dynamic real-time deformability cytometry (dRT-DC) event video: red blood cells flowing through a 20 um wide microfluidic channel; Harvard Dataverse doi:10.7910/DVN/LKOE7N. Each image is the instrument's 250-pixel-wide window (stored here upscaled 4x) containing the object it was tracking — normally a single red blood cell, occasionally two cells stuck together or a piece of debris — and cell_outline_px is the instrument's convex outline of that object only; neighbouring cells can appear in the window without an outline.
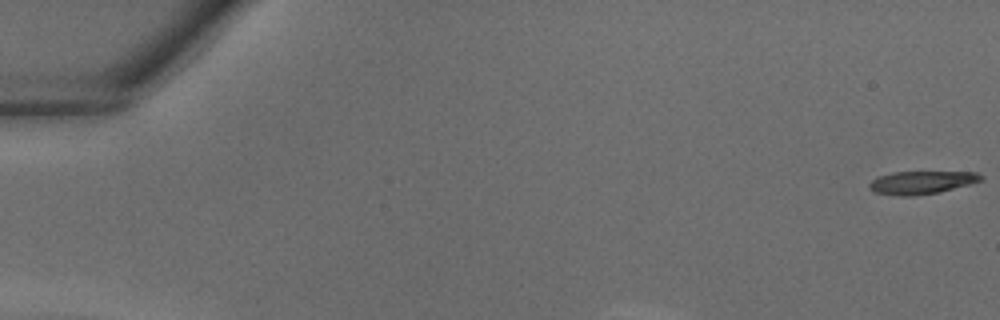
{"species": "common noctule bat (a hibernating species)", "species_latin": "Nyctalus noctula", "temperature_condition": "warm", "stored_images_in_passage": 27, "camera_frame_rate_fps": 3000, "um_per_image_px": 0.085, "animal": {"sex": "male", "body_mass_g": 18.8}, "frame": {"image": 1, "passage_image": 1, "time_ms": 0.0, "image_size_px": [1000, 320], "cell_outline_px": [[984, 180], [940, 192], [912, 196], [900, 196], [872, 192], [868, 184], [876, 176], [892, 172], [976, 172], [984, 176]], "centroid_in_image_um": [78.32, 15.51], "position_along_channel_um": 6.7, "area_um2": 15.09}}
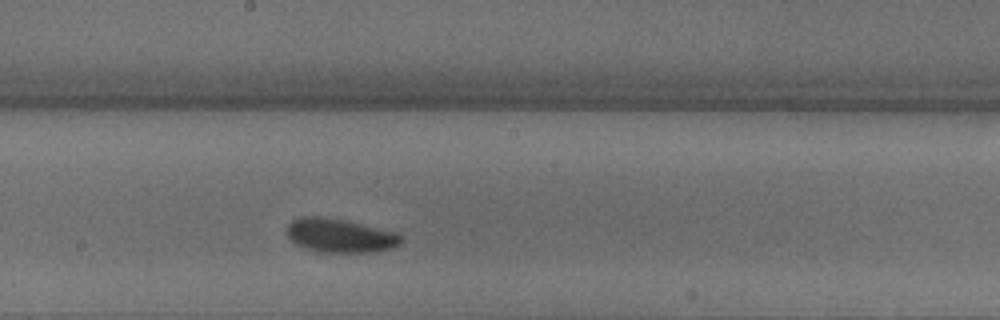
{"frame": {"image": 2, "passage_image": 16, "time_ms": 5.0, "image_size_px": [1000, 320], "cell_outline_px": [[404, 240], [400, 244], [392, 248], [372, 252], [320, 252], [304, 248], [296, 244], [284, 232], [288, 224], [292, 220], [300, 216], [316, 216], [340, 220], [396, 232], [404, 236]], "centroid_in_image_um": [28.88, 20.04], "position_along_channel_um": 219.3, "area_um2": 22.43}}
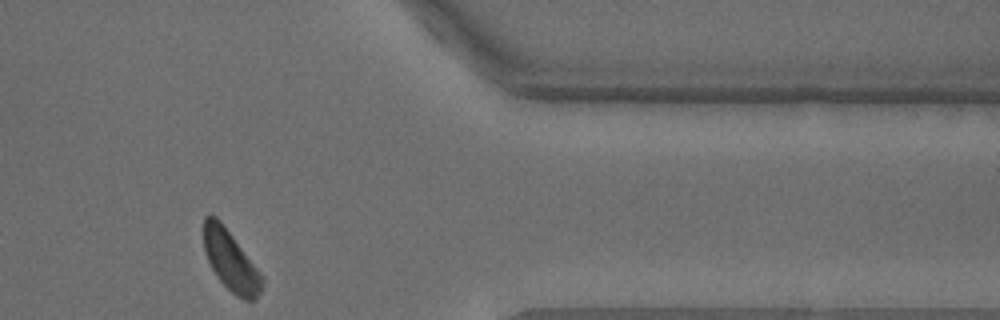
{"frame": {"image": 3, "passage_image": 27, "time_ms": 8.667, "image_size_px": [1000, 320], "cell_outline_px": [[264, 280], [260, 292], [256, 300], [244, 300], [236, 296], [216, 276], [204, 252], [204, 216], [216, 216], [220, 220], [264, 276]], "centroid_in_image_um": [19.63, 22.18], "position_along_channel_um": 391.8, "area_um2": 20.4}}